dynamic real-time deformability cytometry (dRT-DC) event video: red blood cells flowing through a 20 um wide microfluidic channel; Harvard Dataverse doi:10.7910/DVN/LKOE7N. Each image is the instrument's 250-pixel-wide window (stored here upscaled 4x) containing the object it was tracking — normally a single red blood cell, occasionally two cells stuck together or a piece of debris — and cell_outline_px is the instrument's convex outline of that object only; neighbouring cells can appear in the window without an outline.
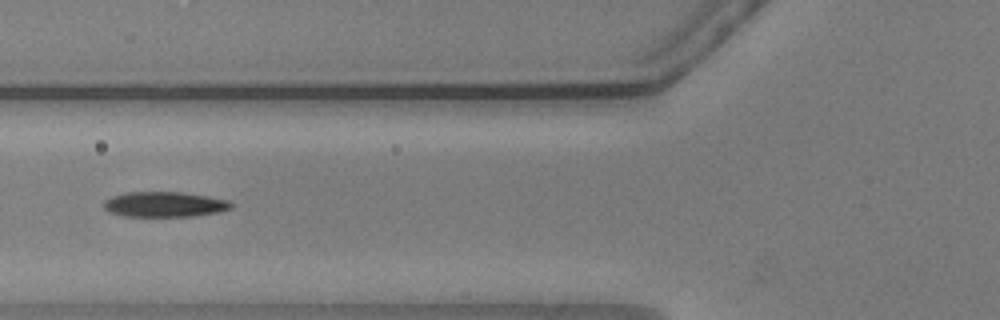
{"species": "common noctule bat (a hibernating species)", "species_latin": "Nyctalus noctula", "temperature_condition": "warm", "stored_images_in_passage": 39, "camera_frame_rate_fps": 3000, "um_per_image_px": 0.085, "animal": {"sex": "male", "body_mass_g": 20.5, "forearm_length_mm": 52.5}, "frame": {"image": 1, "passage_image": 6, "time_ms": 1.667, "image_size_px": [1000, 320], "cell_outline_px": [[232, 208], [220, 212], [192, 216], [124, 216], [108, 212], [104, 208], [104, 200], [112, 196], [124, 192], [180, 192], [208, 196], [228, 200], [232, 204]], "centroid_in_image_um": [13.97, 17.37], "position_along_channel_um": 111.8, "area_um2": 18.79}}
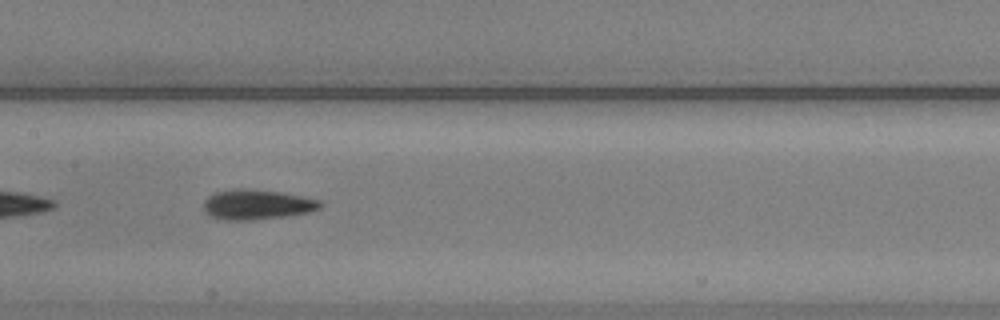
{"frame": {"image": 2, "passage_image": 12, "time_ms": 3.667, "image_size_px": [1000, 320], "cell_outline_px": [[320, 208], [308, 212], [284, 216], [252, 220], [224, 220], [212, 216], [204, 212], [204, 200], [208, 196], [216, 192], [236, 188], [248, 188], [280, 192], [320, 200]], "centroid_in_image_um": [21.79, 17.38], "position_along_channel_um": 185.6, "area_um2": 20.23}, "authors_computed_cell_mechanics": {"area_um2": 18.785, "velocity_mm_per_s": 3.6641, "shape_relaxation_time_tau1_ms": 3.1513, "shape_relaxation_time_tau2_ms": 3.7922, "deformation_change_tau1": 0.1567, "deformation_change_tau2": 0.1212}}